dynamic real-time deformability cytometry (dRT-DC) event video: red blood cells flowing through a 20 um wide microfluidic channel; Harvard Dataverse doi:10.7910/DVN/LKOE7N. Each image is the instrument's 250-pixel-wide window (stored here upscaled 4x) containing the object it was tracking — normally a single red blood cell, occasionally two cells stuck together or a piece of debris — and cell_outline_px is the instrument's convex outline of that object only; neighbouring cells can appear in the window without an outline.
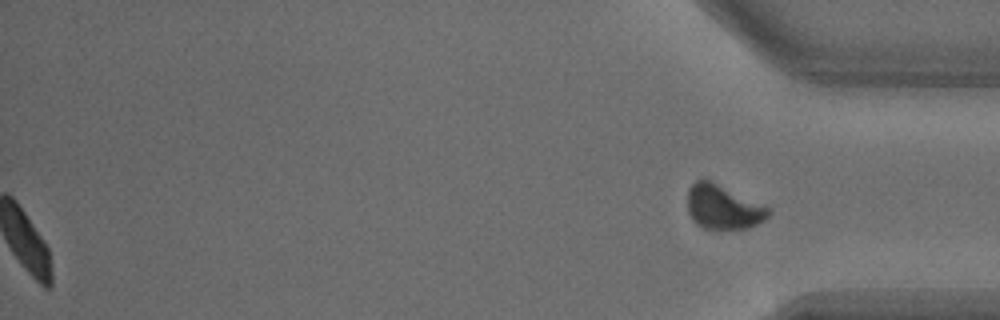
{"species": "common noctule bat (a hibernating species)", "species_latin": "Nyctalus noctula", "temperature_condition": "warm", "stored_images_in_passage": 28, "segment_of_instrument_passage": [2, 2], "camera_frame_rate_fps": 3000, "um_per_image_px": 0.085, "animal": {"sex": "male", "body_mass_g": 18.8}, "frame": {"image": 1, "passage_image": 28, "time_ms": 9.0, "image_size_px": [1000, 320], "cell_outline_px": [[772, 212], [764, 220], [748, 228], [704, 228], [696, 224], [692, 220], [688, 212], [688, 188], [696, 180], [712, 180], [772, 208]], "centroid_in_image_um": [61.48, 17.58], "position_along_channel_um": 373.7, "area_um2": 21.04}}